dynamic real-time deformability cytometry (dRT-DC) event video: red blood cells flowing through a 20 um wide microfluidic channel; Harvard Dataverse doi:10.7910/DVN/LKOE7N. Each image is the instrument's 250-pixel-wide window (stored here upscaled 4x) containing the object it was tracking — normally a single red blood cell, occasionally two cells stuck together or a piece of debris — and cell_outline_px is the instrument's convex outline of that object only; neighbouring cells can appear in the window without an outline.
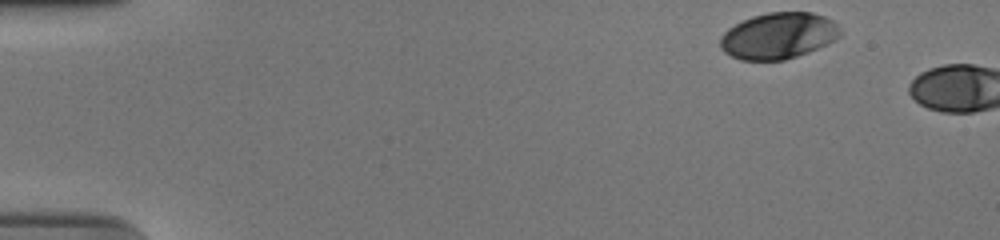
{"species": "human", "species_latin": "Homo sapiens", "temperature_condition": "cold", "stored_images_in_passage": 4, "camera_frame_rate_fps": 3000, "um_per_image_px": 0.085, "donor": {"sex": "male"}, "frame": {"image": 1, "passage_image": 1, "time_ms": 0.0, "image_size_px": [1000, 240], "cell_outline_px": [[840, 36], [808, 52], [784, 60], [740, 60], [724, 52], [720, 48], [720, 36], [728, 28], [752, 16], [768, 12], [812, 12], [824, 16], [832, 20], [836, 24], [840, 32]], "centroid_in_image_um": [66.12, 3.03], "position_along_channel_um": 18.9, "area_um2": 32.08}}